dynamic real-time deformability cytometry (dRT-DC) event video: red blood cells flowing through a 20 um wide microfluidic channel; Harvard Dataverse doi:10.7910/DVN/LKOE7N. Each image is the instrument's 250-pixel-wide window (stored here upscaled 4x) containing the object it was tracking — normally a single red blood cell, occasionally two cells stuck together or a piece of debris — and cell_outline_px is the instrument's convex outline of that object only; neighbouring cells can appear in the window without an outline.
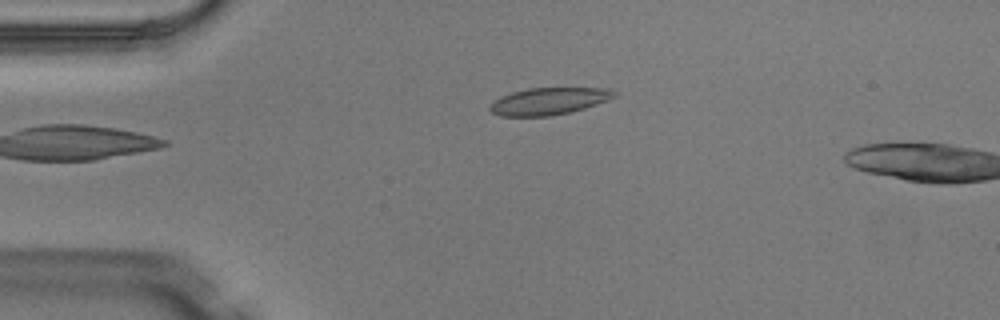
{"species": "Egyptian fruit bat (a non-hibernating species)", "species_latin": "Rousettus aegyptiacus", "temperature_condition": "warm", "stored_images_in_passage": 3, "camera_frame_rate_fps": 3000, "um_per_image_px": 0.085, "animal": {"sex": "male"}, "frame": {"image": 1, "passage_image": 3, "time_ms": 0.667, "image_size_px": [1000, 320], "cell_outline_px": [[616, 96], [608, 100], [584, 108], [568, 112], [548, 116], [500, 116], [492, 112], [488, 108], [492, 100], [500, 96], [512, 92], [528, 88], [612, 88], [616, 92]], "centroid_in_image_um": [46.62, 8.59], "position_along_channel_um": 38.4, "area_um2": 19.65}}